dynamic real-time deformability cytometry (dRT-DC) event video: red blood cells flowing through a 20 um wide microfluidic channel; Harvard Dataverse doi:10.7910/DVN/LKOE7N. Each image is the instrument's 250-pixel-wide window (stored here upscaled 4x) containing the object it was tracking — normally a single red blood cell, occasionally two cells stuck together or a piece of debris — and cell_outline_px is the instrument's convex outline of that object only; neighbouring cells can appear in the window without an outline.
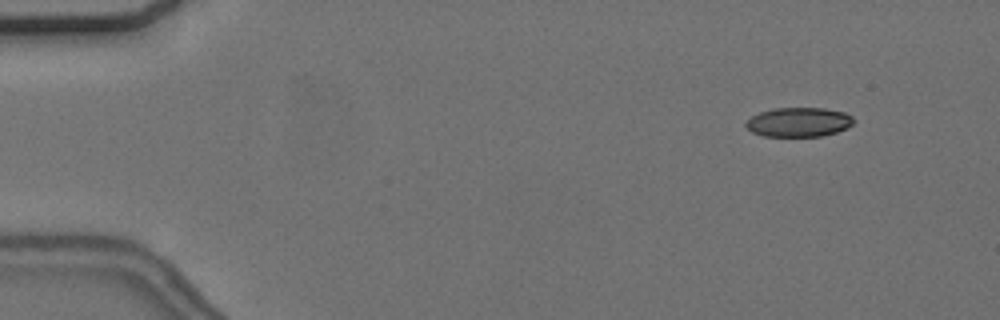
{"species": "common noctule bat (a hibernating species)", "species_latin": "Nyctalus noctula", "temperature_condition": "cold", "stored_images_in_passage": 10, "camera_frame_rate_fps": 3000, "um_per_image_px": 0.085, "animal": {"sex": "female", "body_mass_g": 24.6, "forearm_length_mm": 56.2}, "frame": {"image": 1, "passage_image": 2, "time_ms": 0.333, "image_size_px": [1000, 320], "cell_outline_px": [[856, 120], [848, 128], [836, 132], [820, 136], [764, 136], [752, 132], [744, 124], [752, 116], [760, 112], [772, 108], [824, 108], [844, 112], [852, 116]], "centroid_in_image_um": [67.91, 10.37], "position_along_channel_um": 17.1, "area_um2": 18.44}}